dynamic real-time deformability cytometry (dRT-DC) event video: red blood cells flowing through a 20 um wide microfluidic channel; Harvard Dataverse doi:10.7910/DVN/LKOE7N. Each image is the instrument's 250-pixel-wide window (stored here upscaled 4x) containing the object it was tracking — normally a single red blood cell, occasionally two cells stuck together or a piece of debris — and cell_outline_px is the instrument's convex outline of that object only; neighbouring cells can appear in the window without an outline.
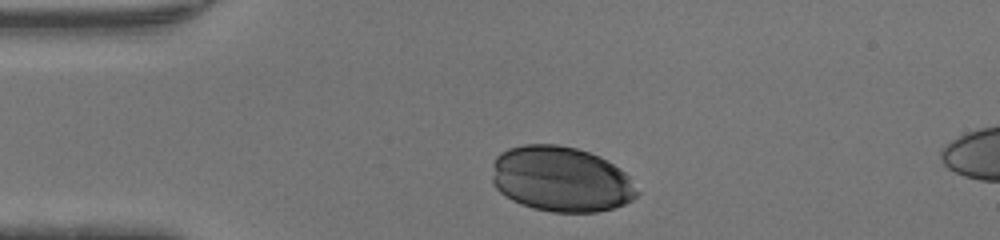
{"species": "human", "species_latin": "Homo sapiens", "temperature_condition": "warm", "stored_images_in_passage": 5, "camera_frame_rate_fps": 3000, "um_per_image_px": 0.085, "donor": {"sex": "male"}, "frame": {"image": 1, "passage_image": 1, "time_ms": 0.0, "image_size_px": [1000, 240], "cell_outline_px": [[640, 192], [632, 200], [624, 204], [612, 208], [596, 212], [552, 212], [532, 208], [520, 204], [512, 200], [500, 192], [496, 188], [492, 180], [492, 164], [496, 156], [500, 152], [508, 148], [524, 144], [556, 144], [576, 148], [600, 156], [620, 168], [628, 176]], "centroid_in_image_um": [47.67, 15.22], "position_along_channel_um": 37.3, "area_um2": 55.55}}